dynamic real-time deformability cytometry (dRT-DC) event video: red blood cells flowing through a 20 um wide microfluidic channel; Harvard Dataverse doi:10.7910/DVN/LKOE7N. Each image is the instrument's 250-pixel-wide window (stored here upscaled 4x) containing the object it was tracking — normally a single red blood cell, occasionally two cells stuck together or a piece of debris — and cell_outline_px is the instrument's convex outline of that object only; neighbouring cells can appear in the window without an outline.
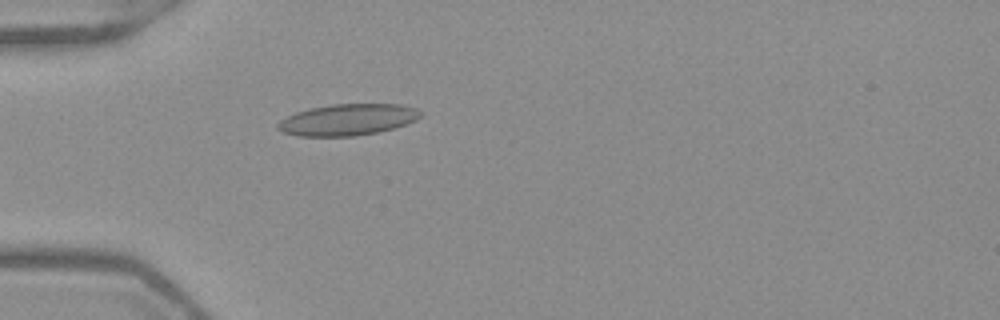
{"species": "Egyptian fruit bat (a non-hibernating species)", "species_latin": "Rousettus aegyptiacus", "temperature_condition": "warm", "stored_images_in_passage": 49, "camera_frame_rate_fps": 3000, "um_per_image_px": 0.085, "frame": {"image": 1, "passage_image": 13, "time_ms": 4.0, "image_size_px": [1000, 320], "cell_outline_px": [[424, 116], [408, 124], [376, 132], [356, 136], [296, 136], [284, 132], [276, 128], [276, 124], [280, 120], [296, 112], [312, 108], [332, 104], [400, 104], [416, 108], [424, 112]], "centroid_in_image_um": [29.59, 10.17], "position_along_channel_um": 55.4, "area_um2": 26.24}}
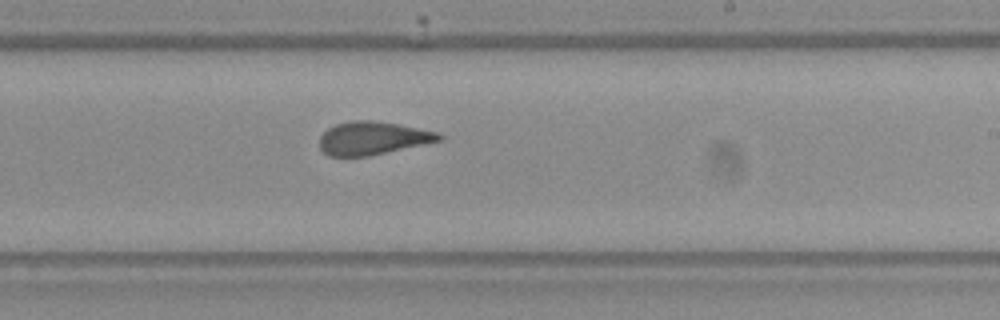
{"frame": {"image": 2, "passage_image": 29, "time_ms": 9.333, "image_size_px": [1000, 320], "cell_outline_px": [[444, 140], [368, 156], [328, 156], [320, 148], [320, 136], [328, 128], [336, 124], [352, 120], [372, 120], [396, 124], [440, 132], [444, 136]], "centroid_in_image_um": [31.71, 11.74], "position_along_channel_um": 257.3, "area_um2": 23.06}}
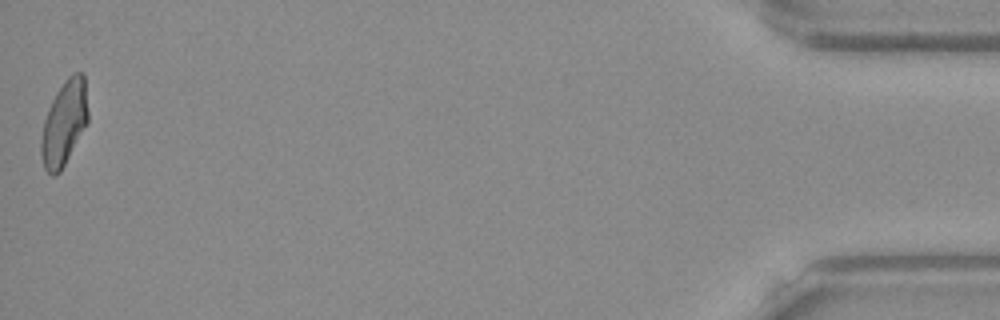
{"frame": {"image": 3, "passage_image": 49, "time_ms": 16.0, "image_size_px": [1000, 320], "cell_outline_px": [[88, 120], [60, 172], [56, 176], [52, 176], [44, 168], [40, 152], [40, 140], [44, 120], [48, 108], [56, 92], [64, 80], [72, 72], [84, 72], [88, 112]], "centroid_in_image_um": [5.43, 10.43], "position_along_channel_um": 429.8, "area_um2": 23.12}, "authors_computed_cell_mechanics": {"area_um2": 23.987, "velocity_mm_per_s": 3.9378, "shape_relaxation_time_tau1_ms": 9.5143, "shape_relaxation_time_tau2_ms": 1.622, "deformation_change_tau1": 0.192, "deformation_change_tau2": 0.0804}}